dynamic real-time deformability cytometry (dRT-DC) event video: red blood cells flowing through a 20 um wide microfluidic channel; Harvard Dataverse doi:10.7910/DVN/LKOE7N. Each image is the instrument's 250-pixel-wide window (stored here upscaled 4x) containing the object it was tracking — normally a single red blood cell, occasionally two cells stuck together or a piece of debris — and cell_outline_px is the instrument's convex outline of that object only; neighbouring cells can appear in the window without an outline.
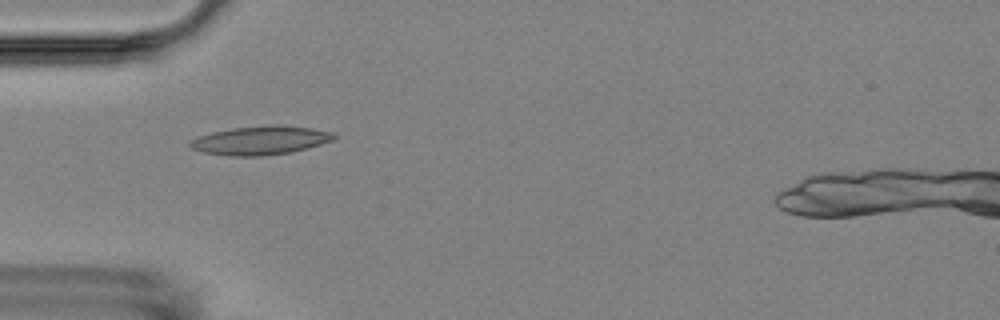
{"species": "Egyptian fruit bat (a non-hibernating species)", "species_latin": "Rousettus aegyptiacus", "temperature_condition": "room temperature", "stored_images_in_passage": 5, "camera_frame_rate_fps": 3000, "um_per_image_px": 0.085, "animal": {"sex": "female"}, "frame": {"image": 1, "passage_image": 4, "time_ms": 3.333, "image_size_px": [1000, 320], "cell_outline_px": [[336, 140], [308, 148], [292, 152], [260, 156], [228, 156], [204, 152], [192, 148], [188, 144], [196, 136], [212, 132], [232, 128], [276, 124], [280, 124], [312, 128], [336, 132]], "centroid_in_image_um": [22.2, 11.92], "position_along_channel_um": 62.8, "area_um2": 24.39}}